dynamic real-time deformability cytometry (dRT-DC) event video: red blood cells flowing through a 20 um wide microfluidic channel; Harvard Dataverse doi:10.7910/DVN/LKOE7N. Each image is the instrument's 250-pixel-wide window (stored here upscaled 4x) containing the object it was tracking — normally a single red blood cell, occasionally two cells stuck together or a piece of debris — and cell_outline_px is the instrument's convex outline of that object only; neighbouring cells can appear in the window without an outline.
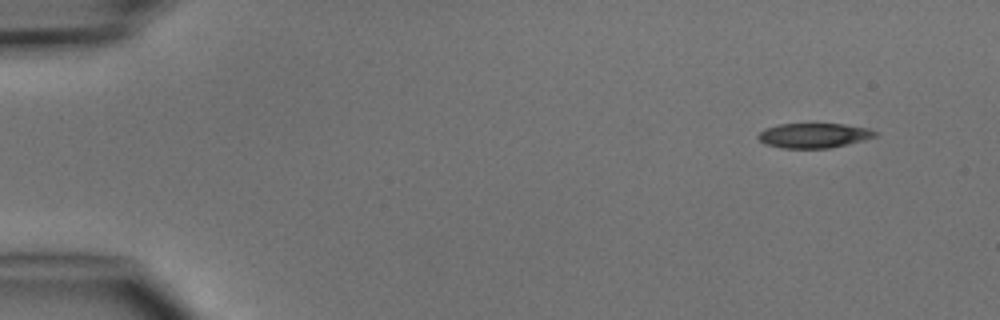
{"species": "common noctule bat (a hibernating species)", "species_latin": "Nyctalus noctula", "temperature_condition": "cold", "stored_images_in_passage": 4, "camera_frame_rate_fps": 3000, "um_per_image_px": 0.085, "animal": {"sex": "male", "body_mass_g": 15.6}, "frame": {"image": 1, "passage_image": 1, "time_ms": 0.0, "image_size_px": [1000, 320], "cell_outline_px": [[876, 136], [864, 140], [848, 144], [828, 148], [780, 148], [764, 144], [756, 136], [764, 128], [780, 124], [844, 124], [868, 128], [876, 132]], "centroid_in_image_um": [69.14, 11.52], "position_along_channel_um": 15.9, "area_um2": 16.88}}
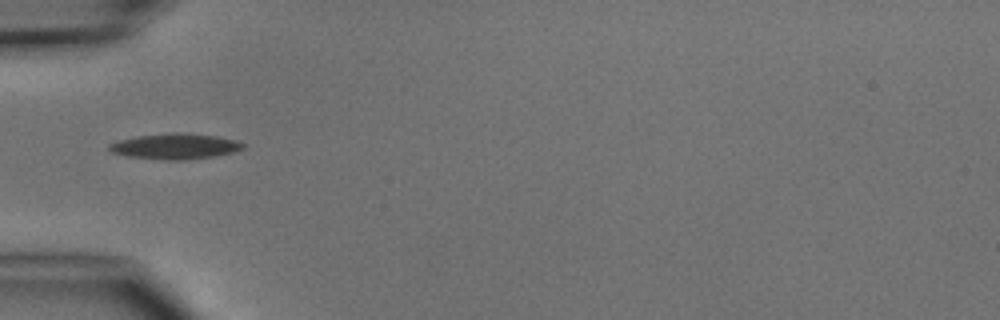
{"frame": {"image": 2, "passage_image": 4, "time_ms": 4.0, "image_size_px": [1000, 320], "cell_outline_px": [[244, 148], [232, 152], [212, 156], [180, 160], [168, 160], [128, 156], [112, 152], [108, 148], [108, 144], [120, 140], [136, 136], [168, 132], [184, 132], [216, 136], [236, 140], [244, 144]], "centroid_in_image_um": [14.87, 12.41], "position_along_channel_um": 70.1, "area_um2": 19.83}}